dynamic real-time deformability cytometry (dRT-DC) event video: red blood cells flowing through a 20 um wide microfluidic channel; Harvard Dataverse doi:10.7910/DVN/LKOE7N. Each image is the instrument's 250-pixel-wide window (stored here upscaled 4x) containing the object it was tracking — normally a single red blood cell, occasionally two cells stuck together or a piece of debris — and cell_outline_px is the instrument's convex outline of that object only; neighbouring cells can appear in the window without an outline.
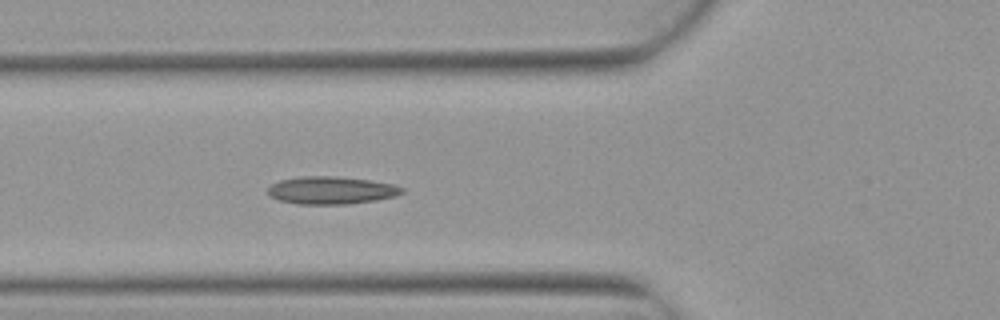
{"species": "Egyptian fruit bat (a non-hibernating species)", "species_latin": "Rousettus aegyptiacus", "temperature_condition": "warm", "stored_images_in_passage": 5, "segment_of_instrument_passage": [1, 2], "camera_frame_rate_fps": 3000, "um_per_image_px": 0.085, "animal": {"sex": "female"}, "frame": {"image": 1, "passage_image": 4, "time_ms": 1.0, "image_size_px": [1000, 320], "cell_outline_px": [[404, 192], [396, 196], [376, 200], [348, 204], [296, 204], [276, 200], [268, 196], [268, 188], [272, 184], [280, 180], [304, 176], [328, 176], [368, 180], [392, 184], [404, 188]], "centroid_in_image_um": [28.12, 16.19], "position_along_channel_um": 97.7, "area_um2": 21.56}}